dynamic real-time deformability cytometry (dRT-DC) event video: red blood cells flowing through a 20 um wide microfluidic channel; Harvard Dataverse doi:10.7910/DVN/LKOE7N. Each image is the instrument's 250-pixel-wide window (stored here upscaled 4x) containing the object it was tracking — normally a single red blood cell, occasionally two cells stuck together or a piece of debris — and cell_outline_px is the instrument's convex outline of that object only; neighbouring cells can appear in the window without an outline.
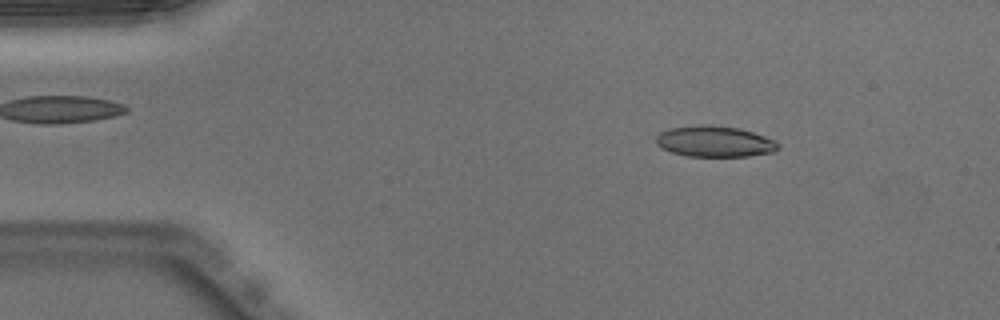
{"species": "Egyptian fruit bat (a non-hibernating species)", "species_latin": "Rousettus aegyptiacus", "temperature_condition": "warm", "stored_images_in_passage": 50, "camera_frame_rate_fps": 3000, "um_per_image_px": 0.085, "animal": {"sex": "male"}, "frame": {"image": 1, "passage_image": 7, "time_ms": 2.0, "image_size_px": [1000, 320], "cell_outline_px": [[780, 144], [772, 152], [748, 156], [688, 156], [672, 152], [660, 148], [656, 144], [656, 136], [660, 132], [668, 128], [704, 124], [740, 128], [764, 136]], "centroid_in_image_um": [60.68, 12.02], "position_along_channel_um": 24.3, "area_um2": 21.91}}
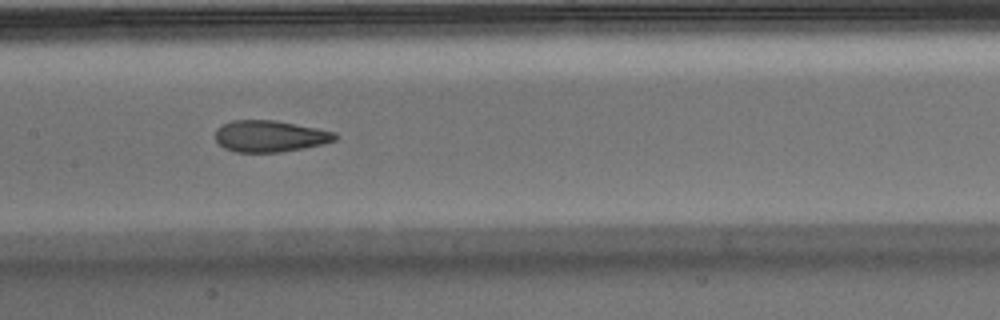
{"frame": {"image": 2, "passage_image": 24, "time_ms": 7.667, "image_size_px": [1000, 320], "cell_outline_px": [[336, 140], [324, 144], [280, 152], [236, 152], [224, 148], [216, 140], [216, 128], [232, 120], [276, 120], [336, 132]], "centroid_in_image_um": [22.94, 11.57], "position_along_channel_um": 184.5, "area_um2": 21.91}}
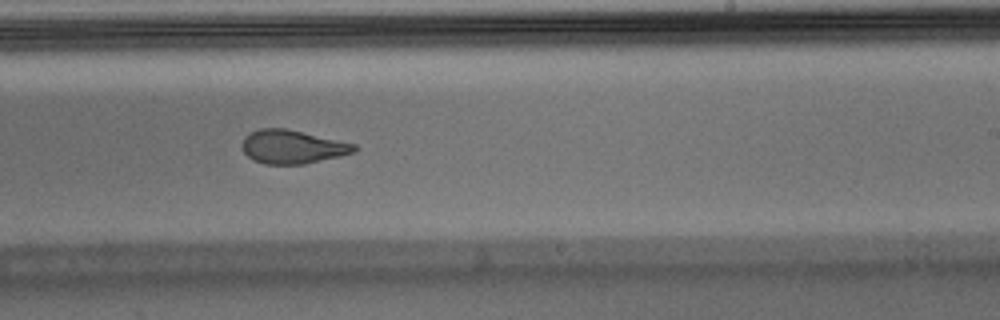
{"frame": {"image": 3, "passage_image": 30, "time_ms": 9.667, "image_size_px": [1000, 320], "cell_outline_px": [[356, 152], [340, 156], [304, 164], [264, 164], [252, 160], [244, 152], [244, 136], [260, 128], [284, 128], [356, 144]], "centroid_in_image_um": [24.86, 12.49], "position_along_channel_um": 264.1, "area_um2": 21.68}, "authors_computed_cell_mechanics": {"area_um2": 22.5131, "velocity_mm_per_s": 3.9968, "shape_relaxation_time_tau1_ms": 9.1544, "shape_relaxation_time_tau2_ms": 1.453, "deformation_change_tau1": 0.2522, "deformation_change_tau2": 0.0893}}